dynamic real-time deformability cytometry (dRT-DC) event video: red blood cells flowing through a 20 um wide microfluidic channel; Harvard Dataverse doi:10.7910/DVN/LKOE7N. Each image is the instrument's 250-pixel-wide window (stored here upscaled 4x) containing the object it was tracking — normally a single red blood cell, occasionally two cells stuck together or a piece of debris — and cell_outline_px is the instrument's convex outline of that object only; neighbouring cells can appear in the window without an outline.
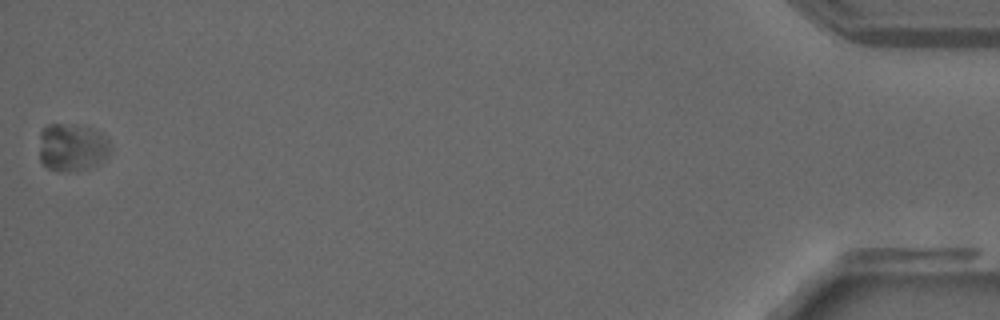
{"species": "common noctule bat (a hibernating species)", "species_latin": "Nyctalus noctula", "temperature_condition": "warm", "stored_images_in_passage": 29, "camera_frame_rate_fps": 3000, "um_per_image_px": 0.085, "animal": {"sex": "male", "forearm_length_mm": 52.5}, "frame": {"image": 1, "passage_image": 29, "time_ms": 9.333, "image_size_px": [1000, 320], "cell_outline_px": [[108, 156], [104, 160], [96, 164], [84, 168], [68, 172], [48, 168], [40, 160], [40, 132], [48, 124], [60, 124], [92, 128], [100, 132], [108, 140]], "centroid_in_image_um": [6.1, 12.52], "position_along_channel_um": 429.1, "area_um2": 19.36}}